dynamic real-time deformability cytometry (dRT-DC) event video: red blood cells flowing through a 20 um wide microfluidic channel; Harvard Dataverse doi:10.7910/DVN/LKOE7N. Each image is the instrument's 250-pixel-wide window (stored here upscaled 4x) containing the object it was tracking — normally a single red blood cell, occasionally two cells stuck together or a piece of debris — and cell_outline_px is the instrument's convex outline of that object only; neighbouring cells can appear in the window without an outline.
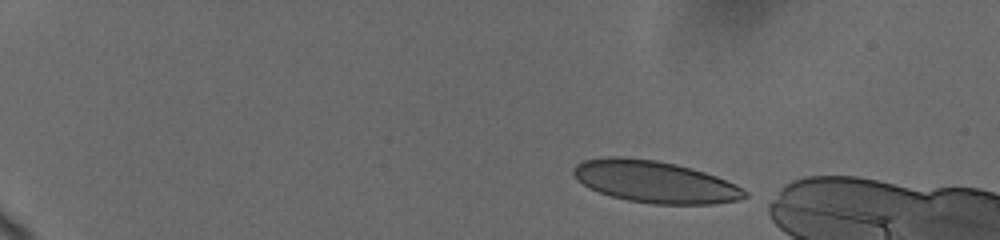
{"species": "human", "species_latin": "Homo sapiens", "temperature_condition": "cold", "stored_images_in_passage": 6, "camera_frame_rate_fps": 3000, "um_per_image_px": 0.085, "donor": {"sex": "female"}, "frame": {"image": 1, "passage_image": 1, "time_ms": 0.0, "image_size_px": [1000, 240], "cell_outline_px": [[748, 196], [740, 200], [712, 204], [652, 204], [628, 200], [612, 196], [588, 188], [576, 180], [572, 172], [572, 168], [576, 164], [584, 160], [608, 156], [620, 156], [656, 160], [676, 164], [692, 168], [716, 176], [736, 184], [748, 192]], "centroid_in_image_um": [55.65, 15.44], "position_along_channel_um": 29.3, "area_um2": 42.08}}